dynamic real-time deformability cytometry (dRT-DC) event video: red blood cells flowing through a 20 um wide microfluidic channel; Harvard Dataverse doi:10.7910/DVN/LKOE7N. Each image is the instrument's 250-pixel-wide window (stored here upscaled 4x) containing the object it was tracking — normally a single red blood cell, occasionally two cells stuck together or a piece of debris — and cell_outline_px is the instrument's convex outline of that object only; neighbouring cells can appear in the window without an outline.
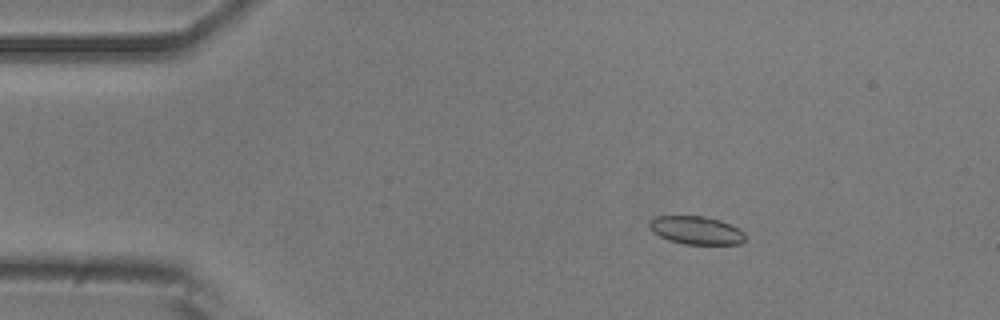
{"species": "common noctule bat (a hibernating species)", "species_latin": "Nyctalus noctula", "temperature_condition": "room temperature", "stored_images_in_passage": 55, "camera_frame_rate_fps": 3000, "um_per_image_px": 0.085, "animal": {"sex": "male", "body_mass_g": 20.5, "forearm_length_mm": 52.5}, "frame": {"image": 1, "passage_image": 9, "time_ms": 2.667, "image_size_px": [1000, 320], "cell_outline_px": [[744, 240], [740, 244], [684, 244], [668, 240], [652, 232], [648, 228], [648, 224], [656, 216], [704, 216], [720, 220], [744, 232]], "centroid_in_image_um": [59.13, 19.58], "position_along_channel_um": 25.9, "area_um2": 15.61}}
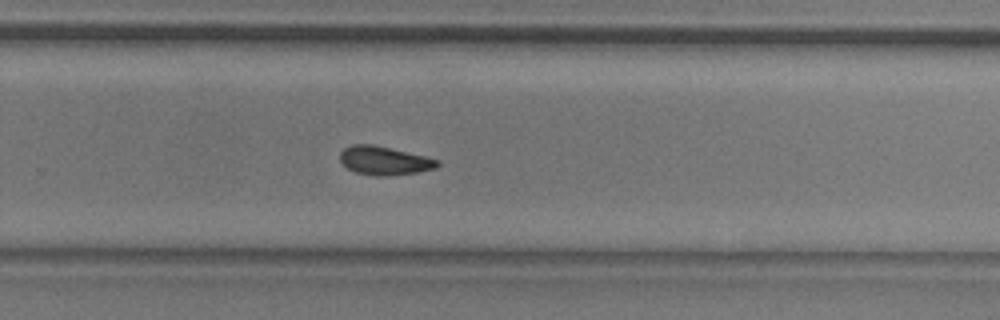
{"frame": {"image": 2, "passage_image": 36, "time_ms": 11.667, "image_size_px": [1000, 320], "cell_outline_px": [[440, 164], [436, 168], [420, 172], [388, 176], [376, 176], [356, 172], [348, 168], [340, 160], [340, 152], [344, 148], [352, 144], [372, 144], [424, 156], [440, 160]], "centroid_in_image_um": [32.68, 13.66], "position_along_channel_um": 297.1, "area_um2": 16.18}}
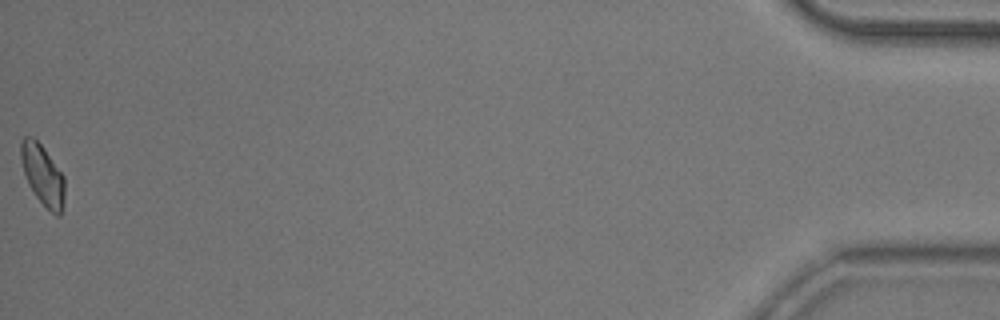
{"frame": {"image": 3, "passage_image": 55, "time_ms": 18.0, "image_size_px": [1000, 320], "cell_outline_px": [[64, 196], [60, 216], [56, 216], [36, 196], [28, 184], [20, 160], [20, 144], [24, 136], [28, 136], [36, 140], [44, 148], [64, 176]], "centroid_in_image_um": [3.61, 14.85], "position_along_channel_um": 431.6, "area_um2": 15.2}, "authors_computed_cell_mechanics": {"area_um2": 15.8372, "velocity_mm_per_s": 3.7047, "shape_relaxation_time_tau1_ms": 4.6589, "shape_relaxation_time_tau2_ms": 6.5891, "deformation_change_tau1": 0.0988, "deformation_change_tau2": 0.1184}}